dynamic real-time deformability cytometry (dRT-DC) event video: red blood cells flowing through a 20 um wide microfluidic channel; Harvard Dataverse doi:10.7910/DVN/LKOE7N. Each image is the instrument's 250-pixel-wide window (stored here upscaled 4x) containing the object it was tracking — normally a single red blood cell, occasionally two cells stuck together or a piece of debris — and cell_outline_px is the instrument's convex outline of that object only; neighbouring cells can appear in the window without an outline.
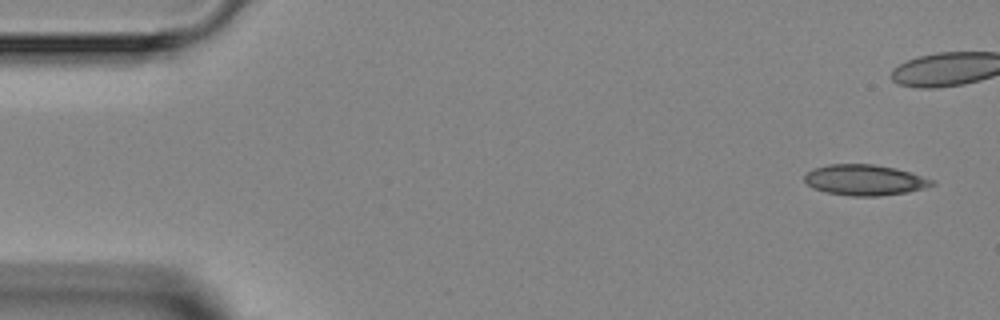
{"species": "Egyptian fruit bat (a non-hibernating species)", "species_latin": "Rousettus aegyptiacus", "temperature_condition": "room temperature", "stored_images_in_passage": 5, "camera_frame_rate_fps": 3000, "um_per_image_px": 0.085, "animal": {"sex": "female"}, "frame": {"image": 1, "passage_image": 1, "time_ms": 0.0, "image_size_px": [1000, 320], "cell_outline_px": [[936, 184], [924, 188], [908, 192], [880, 196], [852, 196], [828, 192], [812, 188], [804, 180], [804, 176], [812, 168], [828, 164], [872, 164], [896, 168], [912, 172], [936, 180]], "centroid_in_image_um": [73.54, 15.29], "position_along_channel_um": 11.5, "area_um2": 23.0}}
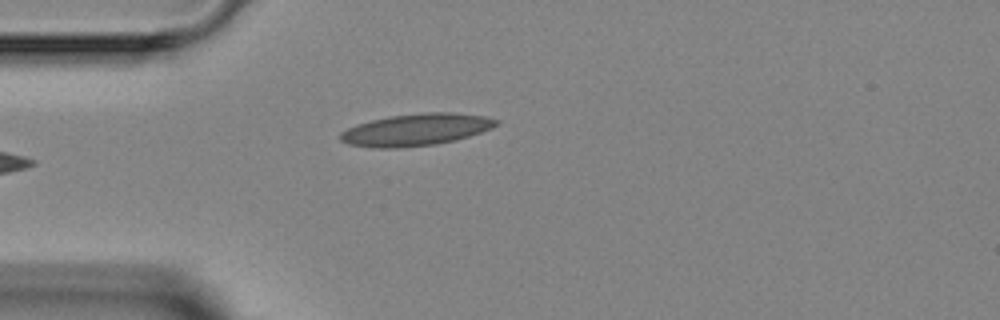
{"frame": {"image": 2, "passage_image": 5, "time_ms": 4.667, "image_size_px": [1000, 320], "cell_outline_px": [[500, 124], [492, 128], [456, 140], [436, 144], [400, 148], [372, 148], [348, 144], [340, 140], [340, 132], [356, 124], [388, 116], [424, 112], [452, 112], [484, 116], [500, 120]], "centroid_in_image_um": [35.36, 11.02], "position_along_channel_um": 49.6, "area_um2": 29.25}}